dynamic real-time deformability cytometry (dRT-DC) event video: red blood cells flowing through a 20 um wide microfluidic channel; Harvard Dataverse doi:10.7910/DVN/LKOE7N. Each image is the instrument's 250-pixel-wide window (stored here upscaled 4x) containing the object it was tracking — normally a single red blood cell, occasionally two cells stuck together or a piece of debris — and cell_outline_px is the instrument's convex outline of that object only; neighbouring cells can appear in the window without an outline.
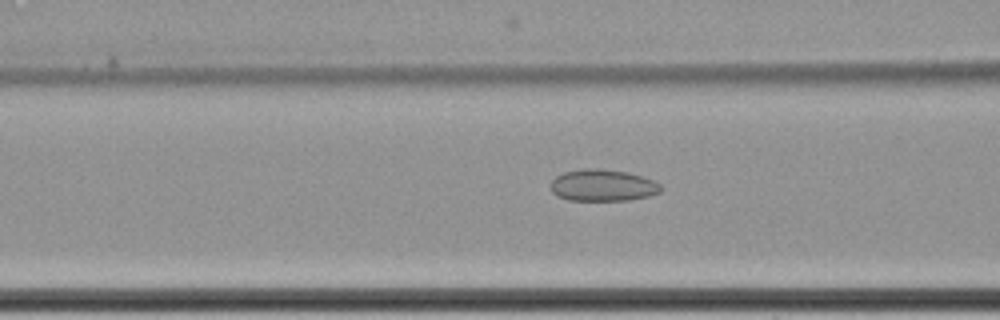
{"species": "common noctule bat (a hibernating species)", "species_latin": "Nyctalus noctula", "temperature_condition": "cold", "stored_images_in_passage": 64, "camera_frame_rate_fps": 3000, "um_per_image_px": 0.085, "animal": {"sex": "female", "body_mass_g": 22.7, "forearm_length_mm": 54.2}, "frame": {"image": 1, "passage_image": 29, "time_ms": 9.333, "image_size_px": [1000, 320], "cell_outline_px": [[664, 188], [660, 192], [648, 196], [628, 200], [568, 200], [556, 196], [552, 192], [552, 180], [556, 176], [564, 172], [584, 168], [600, 168], [628, 172], [652, 180], [660, 184]], "centroid_in_image_um": [51.23, 15.75], "position_along_channel_um": 115.4, "area_um2": 20.4}}
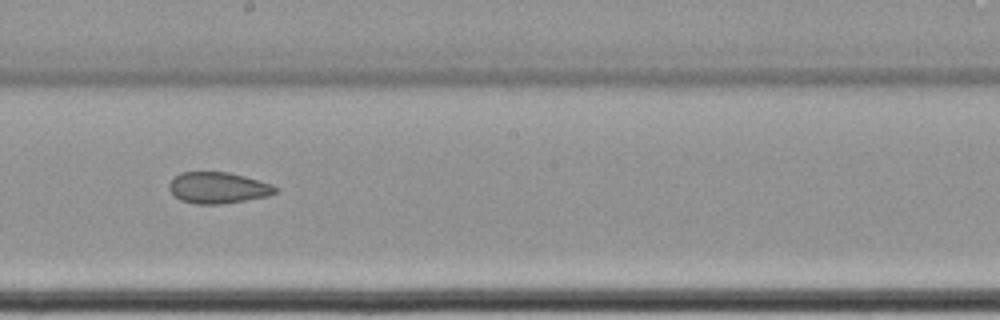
{"frame": {"image": 2, "passage_image": 39, "time_ms": 12.667, "image_size_px": [1000, 320], "cell_outline_px": [[276, 192], [268, 196], [224, 204], [196, 204], [180, 200], [168, 188], [168, 184], [180, 172], [228, 172], [244, 176], [272, 184], [276, 188]], "centroid_in_image_um": [18.52, 15.96], "position_along_channel_um": 229.7, "area_um2": 19.25}}
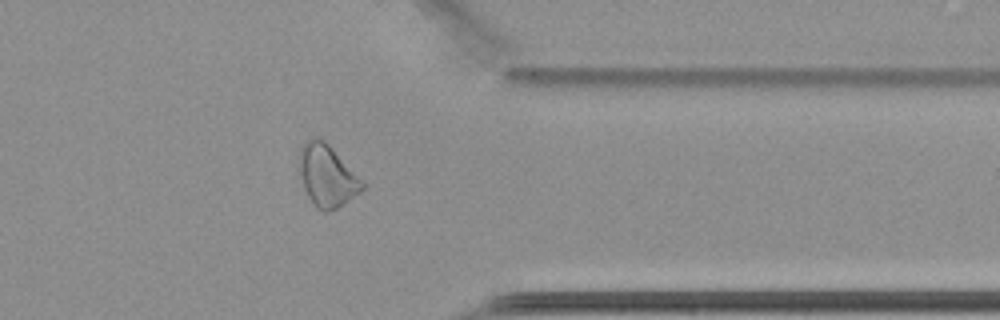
{"frame": {"image": 3, "passage_image": 53, "time_ms": 17.333, "image_size_px": [1000, 320], "cell_outline_px": [[364, 188], [360, 192], [336, 208], [324, 212], [316, 208], [312, 204], [304, 188], [296, 168], [300, 148], [308, 140], [324, 140], [332, 148], [364, 184]], "centroid_in_image_um": [27.72, 14.96], "position_along_channel_um": 383.7, "area_um2": 22.31}}